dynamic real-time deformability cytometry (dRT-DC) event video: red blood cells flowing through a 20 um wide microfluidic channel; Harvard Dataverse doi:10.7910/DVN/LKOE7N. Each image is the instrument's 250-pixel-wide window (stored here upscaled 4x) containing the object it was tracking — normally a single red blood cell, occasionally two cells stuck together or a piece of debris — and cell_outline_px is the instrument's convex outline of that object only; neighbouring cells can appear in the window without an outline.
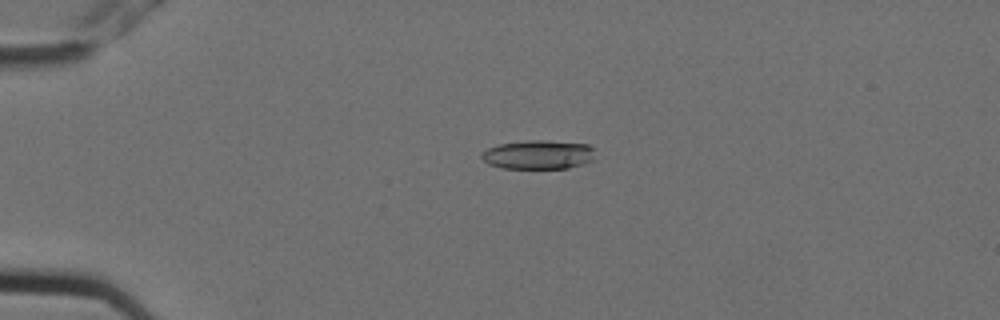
{"species": "Egyptian fruit bat (a non-hibernating species)", "species_latin": "Rousettus aegyptiacus", "temperature_condition": "cold", "stored_images_in_passage": 5, "camera_frame_rate_fps": 3000, "um_per_image_px": 0.085, "animal": {"sex": "female"}, "frame": {"image": 1, "passage_image": 4, "time_ms": 1.0, "image_size_px": [1000, 320], "cell_outline_px": [[596, 160], [568, 168], [500, 168], [488, 164], [480, 156], [480, 152], [488, 148], [500, 144], [528, 140], [544, 140], [588, 144], [592, 148]], "centroid_in_image_um": [45.76, 13.15], "position_along_channel_um": 39.2, "area_um2": 19.31}}